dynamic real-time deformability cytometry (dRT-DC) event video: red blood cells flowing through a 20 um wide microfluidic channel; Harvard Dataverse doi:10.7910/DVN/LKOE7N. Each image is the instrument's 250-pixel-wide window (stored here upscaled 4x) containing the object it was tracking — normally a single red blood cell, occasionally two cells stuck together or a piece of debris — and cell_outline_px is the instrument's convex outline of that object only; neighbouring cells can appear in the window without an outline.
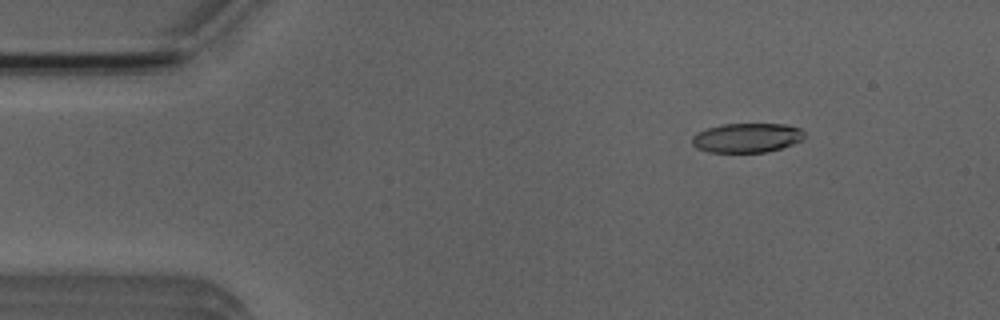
{"species": "Egyptian fruit bat (a non-hibernating species)", "species_latin": "Rousettus aegyptiacus", "temperature_condition": "room temperature", "stored_images_in_passage": 3, "camera_frame_rate_fps": 3000, "um_per_image_px": 0.085, "animal": {"sex": "male"}, "frame": {"image": 1, "passage_image": 1, "time_ms": 0.0, "image_size_px": [1000, 320], "cell_outline_px": [[808, 136], [804, 140], [768, 152], [708, 152], [696, 148], [692, 144], [692, 136], [696, 132], [708, 128], [724, 124], [784, 124], [800, 128]], "centroid_in_image_um": [63.51, 11.71], "position_along_channel_um": 21.5, "area_um2": 19.42}}